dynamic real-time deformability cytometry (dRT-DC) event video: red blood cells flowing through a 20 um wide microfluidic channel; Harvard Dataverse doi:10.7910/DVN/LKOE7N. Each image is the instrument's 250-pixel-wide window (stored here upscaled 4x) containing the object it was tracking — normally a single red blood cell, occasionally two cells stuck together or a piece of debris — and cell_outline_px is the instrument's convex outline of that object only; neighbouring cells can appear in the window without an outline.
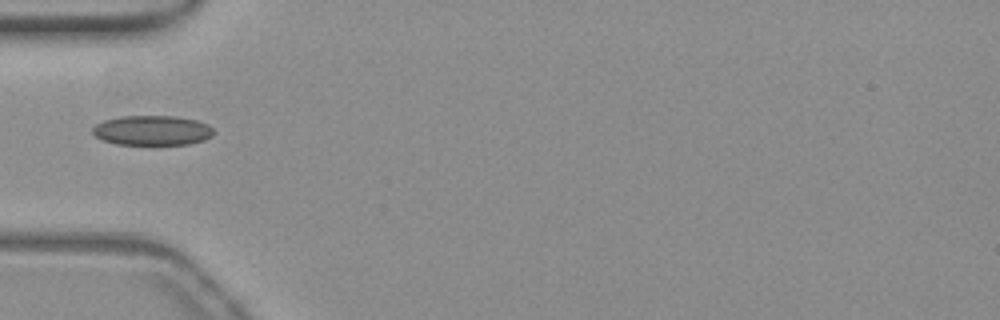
{"species": "common noctule bat (a hibernating species)", "species_latin": "Nyctalus noctula", "temperature_condition": "warm", "stored_images_in_passage": 37, "camera_frame_rate_fps": 3000, "um_per_image_px": 0.085, "animal": {"sex": "female", "body_mass_g": 19.3, "forearm_length_mm": 54.1}, "frame": {"image": 1, "passage_image": 1, "time_ms": 0.0, "image_size_px": [1000, 320], "cell_outline_px": [[212, 136], [204, 140], [188, 144], [116, 144], [104, 140], [96, 136], [92, 132], [92, 128], [96, 124], [104, 120], [120, 116], [176, 116], [196, 120], [208, 124], [212, 128]], "centroid_in_image_um": [12.93, 11.07], "position_along_channel_um": 72.1, "area_um2": 20.92}}
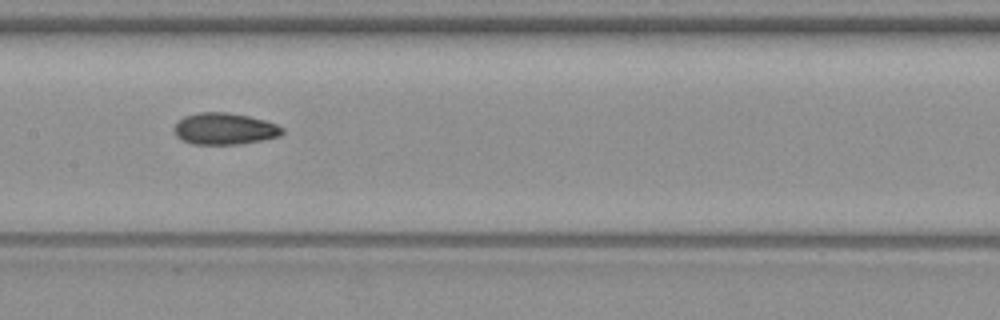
{"frame": {"image": 2, "passage_image": 10, "time_ms": 3.0, "image_size_px": [1000, 320], "cell_outline_px": [[284, 132], [280, 136], [240, 144], [192, 144], [176, 136], [172, 128], [184, 116], [196, 112], [228, 112], [248, 116], [264, 120], [276, 124], [284, 128]], "centroid_in_image_um": [19.08, 10.94], "position_along_channel_um": 188.3, "area_um2": 19.94}}
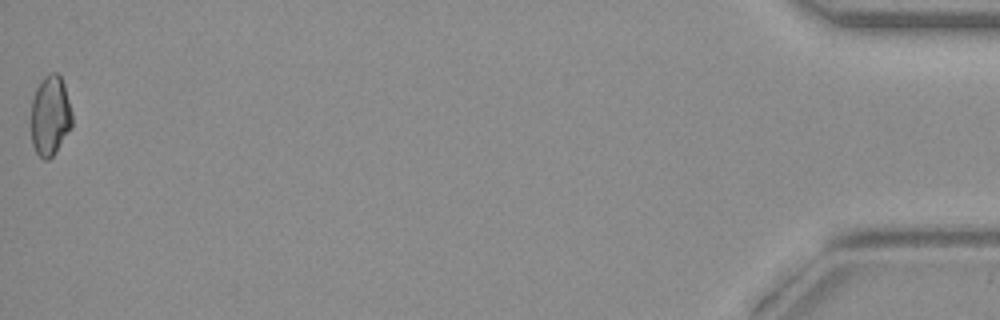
{"frame": {"image": 3, "passage_image": 37, "time_ms": 12.0, "image_size_px": [1000, 320], "cell_outline_px": [[72, 128], [56, 152], [48, 160], [44, 160], [36, 152], [32, 144], [32, 100], [36, 88], [44, 76], [48, 72], [56, 72], [60, 76], [64, 84], [72, 112]], "centroid_in_image_um": [4.28, 9.83], "position_along_channel_um": 430.9, "area_um2": 19.25}, "authors_computed_cell_mechanics": {"area_um2": 19.5364, "velocity_mm_per_s": 3.8388, "shape_relaxation_time_tau1_ms": 9.1771, "shape_relaxation_time_tau2_ms": 4.2327, "deformation_change_tau1": 0.1898, "deformation_change_tau2": 0.0879}}